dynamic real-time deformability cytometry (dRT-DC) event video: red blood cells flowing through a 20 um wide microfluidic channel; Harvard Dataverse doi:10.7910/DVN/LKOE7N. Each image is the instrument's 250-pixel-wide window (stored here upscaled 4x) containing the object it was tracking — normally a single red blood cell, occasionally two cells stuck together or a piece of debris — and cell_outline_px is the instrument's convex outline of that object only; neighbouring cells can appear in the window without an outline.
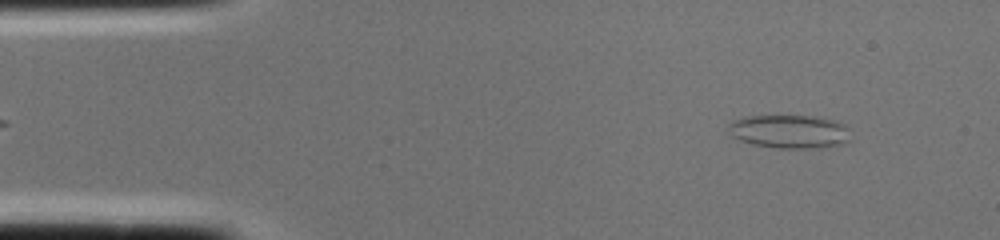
{"species": "common noctule bat (a hibernating species)", "species_latin": "Nyctalus noctula", "temperature_condition": "cold", "stored_images_in_passage": 1, "camera_frame_rate_fps": 3000, "um_per_image_px": 0.085, "animal": {"sex": "female", "body_mass_g": 22.0, "forearm_length_mm": 56.7}, "frame": {"image": 1, "passage_image": 1, "time_ms": 0.0, "image_size_px": [1000, 240], "cell_outline_px": [[848, 140], [844, 144], [820, 148], [776, 148], [752, 144], [740, 140], [732, 136], [728, 132], [728, 124], [732, 120], [744, 116], [816, 116], [836, 120], [844, 124], [848, 128]], "centroid_in_image_um": [67.09, 11.18], "position_along_channel_um": 17.9, "area_um2": 24.1}}